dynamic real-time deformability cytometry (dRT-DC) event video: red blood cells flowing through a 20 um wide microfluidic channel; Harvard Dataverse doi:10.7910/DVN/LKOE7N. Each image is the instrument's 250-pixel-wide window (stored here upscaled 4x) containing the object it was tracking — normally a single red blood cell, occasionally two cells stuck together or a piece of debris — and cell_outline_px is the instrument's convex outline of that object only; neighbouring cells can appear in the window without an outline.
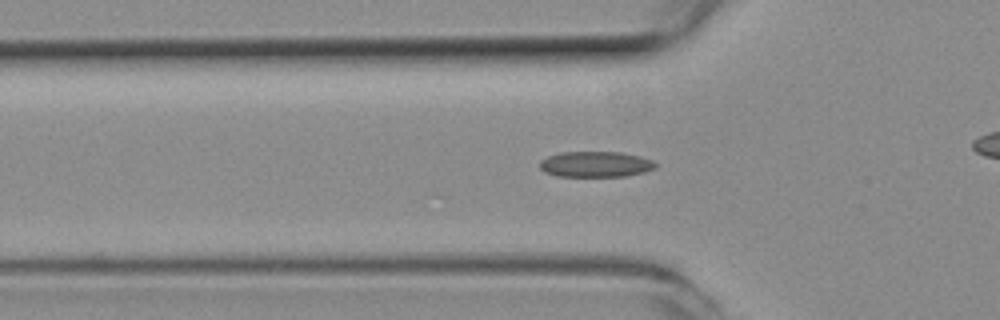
{"species": "common noctule bat (a hibernating species)", "species_latin": "Nyctalus noctula", "temperature_condition": "room temperature", "stored_images_in_passage": 43, "camera_frame_rate_fps": 3000, "um_per_image_px": 0.085, "animal": {"sex": "female", "body_mass_g": 19.3, "forearm_length_mm": 54.1}, "frame": {"image": 1, "passage_image": 16, "time_ms": 5.0, "image_size_px": [1000, 320], "cell_outline_px": [[656, 168], [644, 172], [624, 176], [556, 176], [544, 172], [540, 168], [540, 160], [548, 156], [560, 152], [620, 152], [640, 156], [652, 160], [656, 164]], "centroid_in_image_um": [50.61, 13.96], "position_along_channel_um": 75.2, "area_um2": 17.34}}
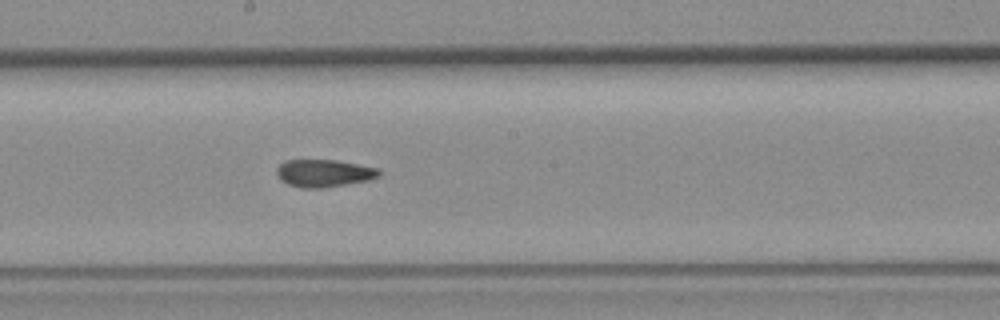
{"frame": {"image": 2, "passage_image": 27, "time_ms": 8.667, "image_size_px": [1000, 320], "cell_outline_px": [[380, 176], [368, 180], [324, 188], [300, 188], [288, 184], [280, 180], [276, 172], [276, 168], [284, 160], [336, 160], [380, 168]], "centroid_in_image_um": [27.52, 14.72], "position_along_channel_um": 220.7, "area_um2": 16.53}}
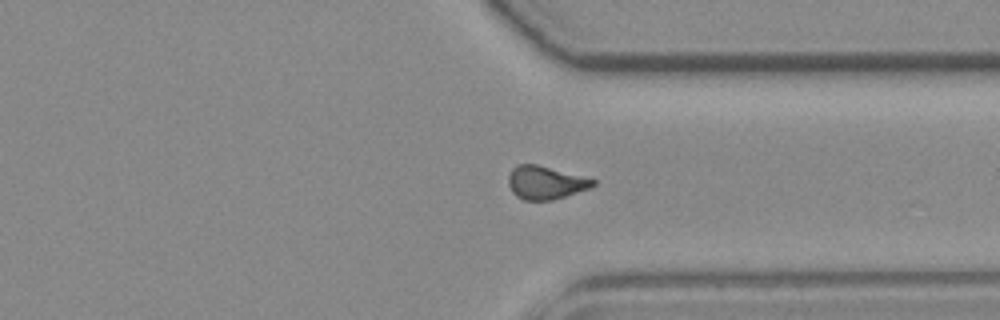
{"frame": {"image": 3, "passage_image": 38, "time_ms": 12.333, "image_size_px": [1000, 320], "cell_outline_px": [[596, 184], [592, 188], [552, 200], [524, 200], [516, 196], [512, 192], [508, 184], [508, 176], [512, 168], [516, 164], [536, 164], [596, 180]], "centroid_in_image_um": [46.35, 15.53], "position_along_channel_um": 365.0, "area_um2": 16.36}, "authors_computed_cell_mechanics": {"area_um2": 16.9932, "velocity_mm_per_s": 3.9492, "shape_relaxation_time_tau1_ms": null, "shape_relaxation_time_tau2_ms": 2.982, "deformation_change_tau1": null, "deformation_change_tau2": 0.093}}